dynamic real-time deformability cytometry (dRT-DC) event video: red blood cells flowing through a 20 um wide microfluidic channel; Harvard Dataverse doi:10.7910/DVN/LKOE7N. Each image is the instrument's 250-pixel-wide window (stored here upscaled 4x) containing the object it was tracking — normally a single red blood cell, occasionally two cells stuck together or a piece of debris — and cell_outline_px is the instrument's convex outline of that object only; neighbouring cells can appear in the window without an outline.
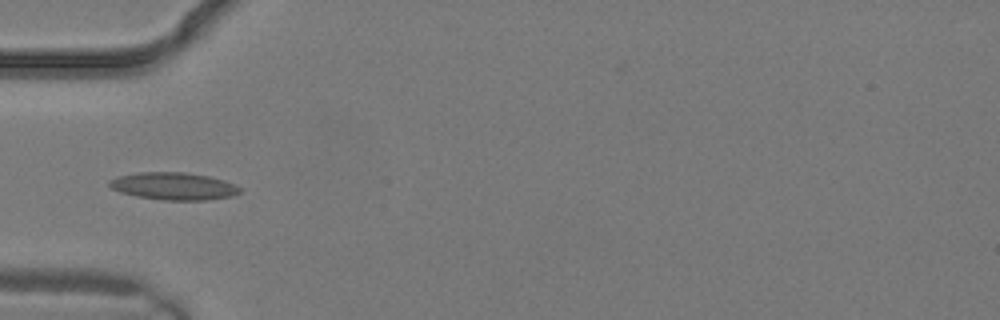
{"species": "common noctule bat (a hibernating species)", "species_latin": "Nyctalus noctula", "temperature_condition": "warm", "stored_images_in_passage": 3, "camera_frame_rate_fps": 3000, "um_per_image_px": 0.085, "animal": {"sex": "male", "body_mass_g": 19.2, "forearm_length_mm": 51.8}, "frame": {"image": 1, "passage_image": 3, "time_ms": 0.667, "image_size_px": [1000, 320], "cell_outline_px": [[244, 188], [240, 192], [232, 196], [204, 200], [164, 200], [136, 196], [120, 192], [112, 188], [108, 184], [108, 180], [116, 176], [140, 172], [184, 172], [208, 176], [224, 180]], "centroid_in_image_um": [14.76, 15.82], "position_along_channel_um": 70.2, "area_um2": 20.92}}